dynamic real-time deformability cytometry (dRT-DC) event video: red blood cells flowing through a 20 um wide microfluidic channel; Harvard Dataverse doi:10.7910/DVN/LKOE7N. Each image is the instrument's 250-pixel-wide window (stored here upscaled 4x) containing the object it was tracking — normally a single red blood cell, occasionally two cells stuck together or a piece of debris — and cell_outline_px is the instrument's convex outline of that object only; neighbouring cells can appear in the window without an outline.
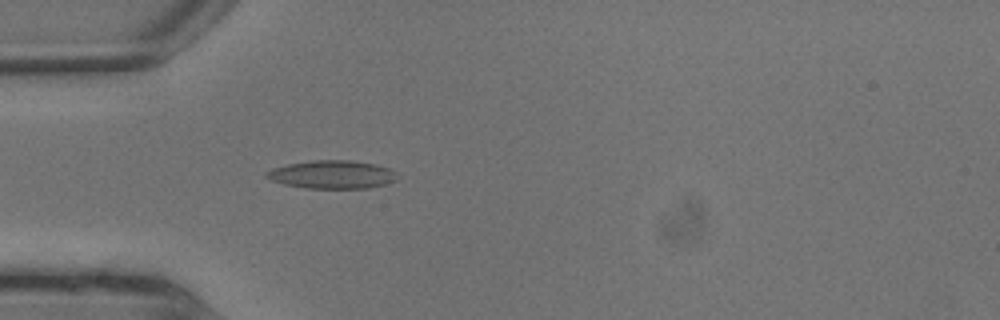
{"species": "common noctule bat (a hibernating species)", "species_latin": "Nyctalus noctula", "temperature_condition": "warm", "stored_images_in_passage": 6, "camera_frame_rate_fps": 3000, "um_per_image_px": 0.085, "animal": {"sex": "male", "body_mass_g": 13.3}, "frame": {"image": 1, "passage_image": 6, "time_ms": 1.667, "image_size_px": [1000, 320], "cell_outline_px": [[396, 180], [384, 184], [368, 188], [308, 188], [284, 184], [272, 180], [264, 176], [264, 172], [272, 168], [288, 164], [312, 160], [356, 160], [376, 164], [388, 168], [396, 172]], "centroid_in_image_um": [28.22, 14.82], "position_along_channel_um": 56.8, "area_um2": 21.5}}